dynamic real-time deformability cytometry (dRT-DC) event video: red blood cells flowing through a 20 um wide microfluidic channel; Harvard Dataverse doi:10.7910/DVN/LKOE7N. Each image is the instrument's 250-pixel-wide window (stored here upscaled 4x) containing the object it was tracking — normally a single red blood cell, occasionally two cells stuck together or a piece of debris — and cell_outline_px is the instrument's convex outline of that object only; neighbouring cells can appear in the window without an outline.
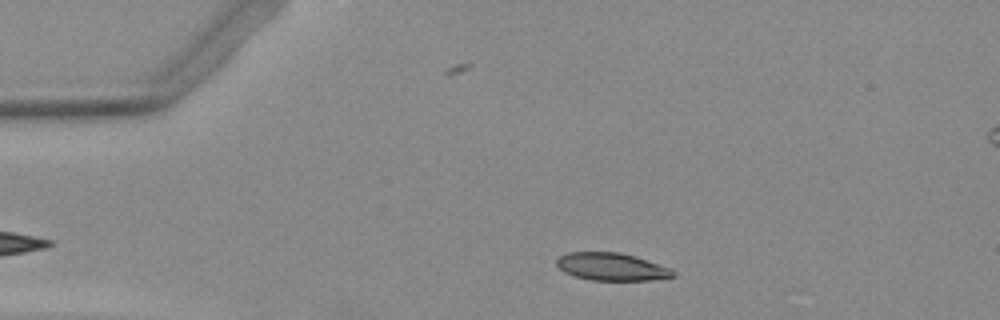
{"species": "Egyptian fruit bat (a non-hibernating species)", "species_latin": "Rousettus aegyptiacus", "temperature_condition": "warm", "stored_images_in_passage": 22, "camera_frame_rate_fps": 3000, "um_per_image_px": 0.085, "animal": {"sex": "female"}, "frame": {"image": 1, "passage_image": 4, "time_ms": 1.0, "image_size_px": [1000, 320], "cell_outline_px": [[676, 276], [652, 280], [592, 280], [576, 276], [564, 272], [556, 264], [556, 260], [560, 256], [568, 252], [620, 252], [636, 256], [672, 268], [676, 272]], "centroid_in_image_um": [52.03, 22.67], "position_along_channel_um": 33.0, "area_um2": 18.84}}
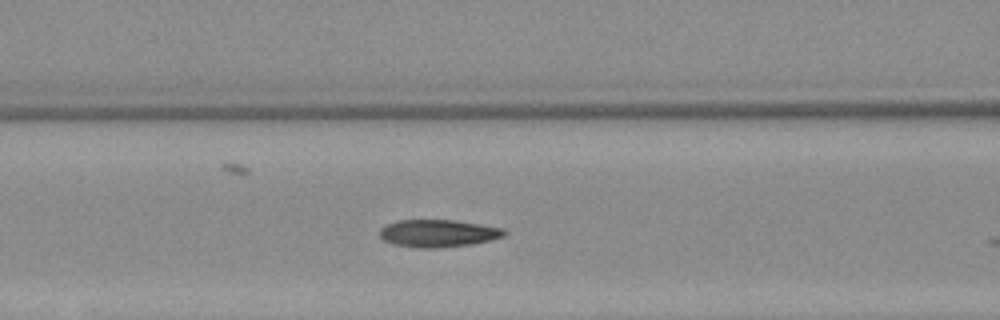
{"frame": {"image": 2, "passage_image": 15, "time_ms": 4.667, "image_size_px": [1000, 320], "cell_outline_px": [[508, 232], [504, 236], [472, 244], [440, 248], [420, 248], [392, 244], [384, 240], [380, 236], [380, 228], [384, 224], [396, 220], [452, 220], [480, 224], [504, 228]], "centroid_in_image_um": [37.21, 19.83], "position_along_channel_um": 129.4, "area_um2": 20.06}}
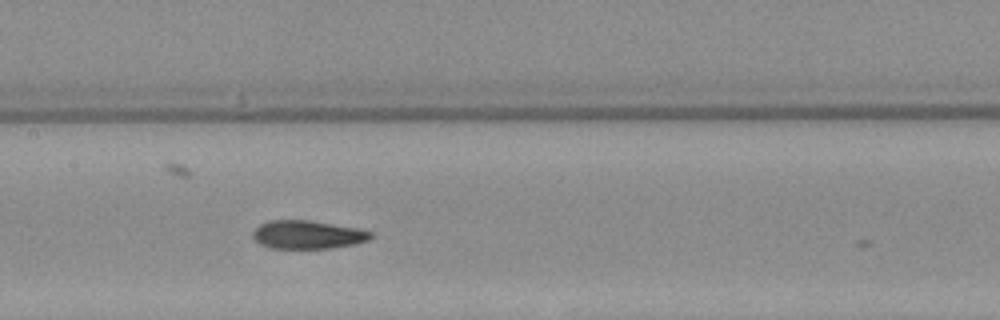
{"frame": {"image": 3, "passage_image": 19, "time_ms": 6.0, "image_size_px": [1000, 320], "cell_outline_px": [[372, 236], [368, 240], [352, 244], [328, 248], [272, 248], [260, 244], [252, 236], [252, 232], [260, 224], [268, 220], [308, 220], [356, 228], [372, 232]], "centroid_in_image_um": [26.1, 19.94], "position_along_channel_um": 181.3, "area_um2": 19.19}}